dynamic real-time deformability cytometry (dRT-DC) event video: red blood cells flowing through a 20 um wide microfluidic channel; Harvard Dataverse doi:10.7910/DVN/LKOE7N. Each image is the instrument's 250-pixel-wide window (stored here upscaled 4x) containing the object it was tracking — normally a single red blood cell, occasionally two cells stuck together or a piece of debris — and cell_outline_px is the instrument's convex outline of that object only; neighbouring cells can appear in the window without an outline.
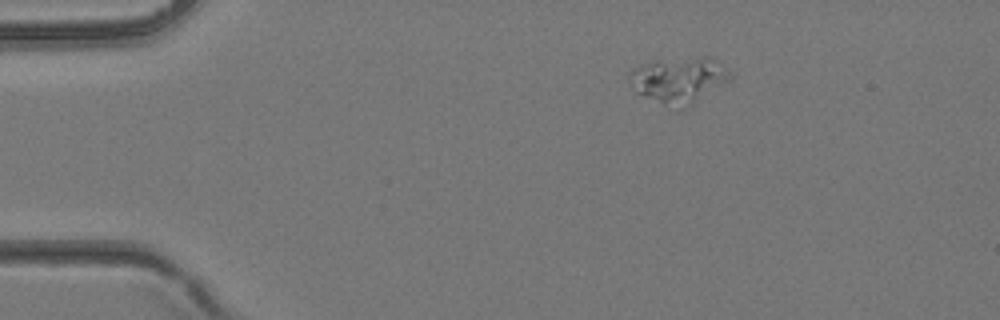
{"species": "common noctule bat (a hibernating species)", "species_latin": "Nyctalus noctula", "temperature_condition": "room temperature", "stored_images_in_passage": 4, "camera_frame_rate_fps": 3000, "um_per_image_px": 0.085, "animal": {"sex": "female", "body_mass_g": 24.6, "forearm_length_mm": 56.2}, "frame": {"image": 1, "passage_image": 1, "time_ms": 0.0, "image_size_px": [1000, 320], "cell_outline_px": [[732, 80], [692, 100], [660, 100], [636, 92], [628, 80], [628, 72], [632, 68], [652, 60], [704, 56], [708, 56], [728, 72], [732, 76]], "centroid_in_image_um": [57.64, 6.62], "position_along_channel_um": 27.4, "area_um2": 24.68}}